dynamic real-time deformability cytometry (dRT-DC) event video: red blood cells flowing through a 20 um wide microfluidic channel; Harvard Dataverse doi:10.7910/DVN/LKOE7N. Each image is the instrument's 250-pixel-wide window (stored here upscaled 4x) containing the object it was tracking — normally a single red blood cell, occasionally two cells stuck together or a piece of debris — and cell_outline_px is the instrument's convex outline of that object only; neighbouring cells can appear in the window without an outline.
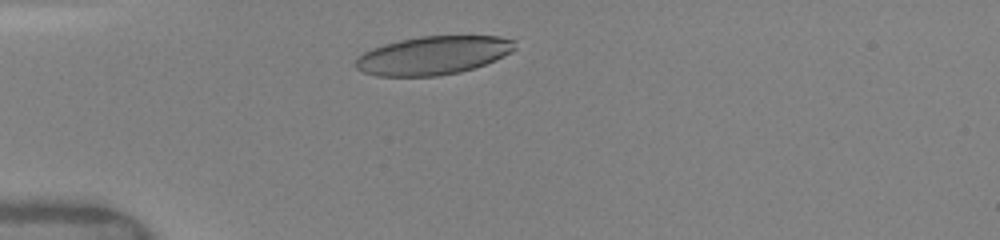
{"species": "human", "species_latin": "Homo sapiens", "temperature_condition": "warm", "stored_images_in_passage": 24, "camera_frame_rate_fps": 3000, "um_per_image_px": 0.085, "donor": {"sex": "female"}, "frame": {"image": 1, "passage_image": 3, "time_ms": 1.0, "image_size_px": [1000, 240], "cell_outline_px": [[516, 48], [512, 52], [496, 60], [460, 72], [436, 76], [376, 76], [364, 72], [356, 68], [356, 60], [364, 52], [384, 44], [400, 40], [420, 36], [500, 36], [516, 40]], "centroid_in_image_um": [36.86, 4.7], "position_along_channel_um": 48.1, "area_um2": 35.6}}
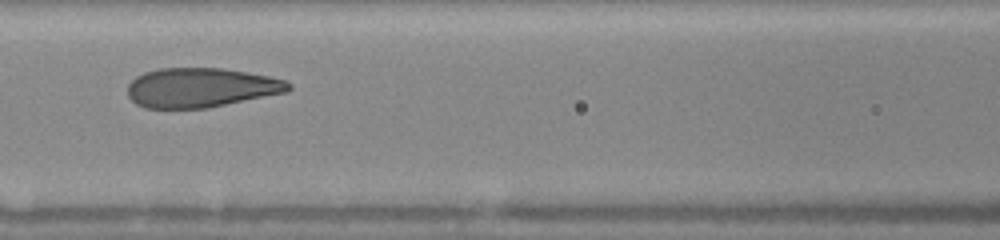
{"frame": {"image": 2, "passage_image": 10, "time_ms": 4.0, "image_size_px": [1000, 240], "cell_outline_px": [[292, 88], [288, 92], [204, 108], [144, 108], [136, 104], [128, 96], [128, 84], [136, 76], [144, 72], [160, 68], [224, 68], [248, 72], [268, 76], [284, 80], [292, 84]], "centroid_in_image_um": [17.07, 7.44], "position_along_channel_um": 149.5, "area_um2": 36.99}}
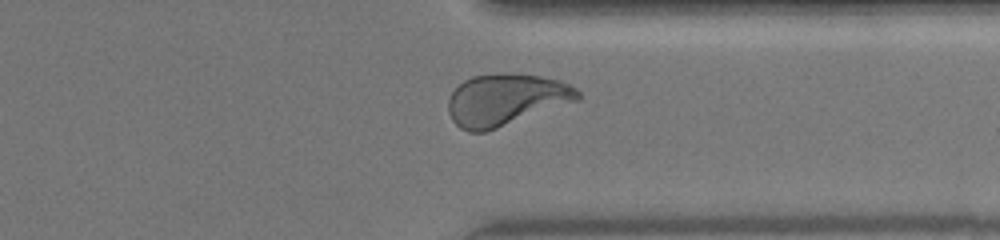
{"frame": {"image": 3, "passage_image": 22, "time_ms": 9.333, "image_size_px": [1000, 240], "cell_outline_px": [[580, 100], [484, 132], [468, 132], [460, 128], [452, 120], [448, 112], [448, 100], [452, 92], [464, 80], [472, 76], [504, 72], [540, 76], [560, 80], [576, 88], [580, 92]], "centroid_in_image_um": [43.0, 8.46], "position_along_channel_um": 368.4, "area_um2": 39.07}, "authors_computed_cell_mechanics": {"area_um2": 37.4544, "velocity_mm_per_s": 4.1241, "shape_relaxation_time_tau1_ms": 3.9354, "shape_relaxation_time_tau2_ms": null, "deformation_change_tau1": 0.207, "deformation_change_tau2": null}}